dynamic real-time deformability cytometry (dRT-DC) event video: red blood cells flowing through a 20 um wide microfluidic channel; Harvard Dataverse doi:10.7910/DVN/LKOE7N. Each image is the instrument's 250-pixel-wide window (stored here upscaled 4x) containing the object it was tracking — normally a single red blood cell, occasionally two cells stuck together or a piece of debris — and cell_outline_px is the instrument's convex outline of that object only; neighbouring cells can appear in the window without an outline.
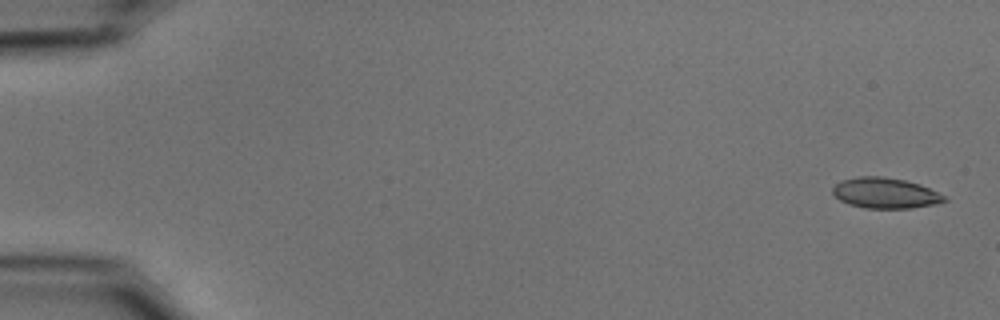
{"species": "common noctule bat (a hibernating species)", "species_latin": "Nyctalus noctula", "temperature_condition": "cold", "stored_images_in_passage": 9, "camera_frame_rate_fps": 3000, "um_per_image_px": 0.085, "animal": {"sex": "male", "body_mass_g": 15.6}, "frame": {"image": 1, "passage_image": 2, "time_ms": 0.333, "image_size_px": [1000, 320], "cell_outline_px": [[948, 200], [936, 204], [912, 208], [864, 208], [848, 204], [840, 200], [832, 192], [832, 188], [840, 180], [860, 176], [880, 176], [904, 180], [920, 184], [944, 196]], "centroid_in_image_um": [75.22, 16.41], "position_along_channel_um": 9.8, "area_um2": 19.83}}